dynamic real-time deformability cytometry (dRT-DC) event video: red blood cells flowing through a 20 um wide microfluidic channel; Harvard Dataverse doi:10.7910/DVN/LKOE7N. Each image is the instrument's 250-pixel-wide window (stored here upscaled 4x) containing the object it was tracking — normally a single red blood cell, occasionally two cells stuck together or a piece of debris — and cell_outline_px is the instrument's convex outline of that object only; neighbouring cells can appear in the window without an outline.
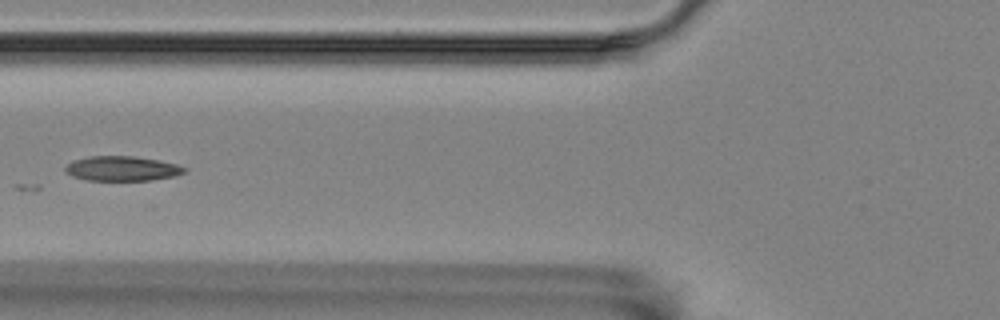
{"species": "Egyptian fruit bat (a non-hibernating species)", "species_latin": "Rousettus aegyptiacus", "temperature_condition": "room temperature", "stored_images_in_passage": 9, "camera_frame_rate_fps": 3000, "um_per_image_px": 0.085, "animal": {"sex": "female"}, "frame": {"image": 1, "passage_image": 7, "time_ms": 2.0, "image_size_px": [1000, 320], "cell_outline_px": [[188, 168], [184, 172], [176, 176], [152, 180], [88, 180], [72, 176], [64, 172], [64, 168], [72, 160], [88, 156], [132, 156], [160, 160], [176, 164]], "centroid_in_image_um": [10.37, 14.32], "position_along_channel_um": 115.4, "area_um2": 17.28}}
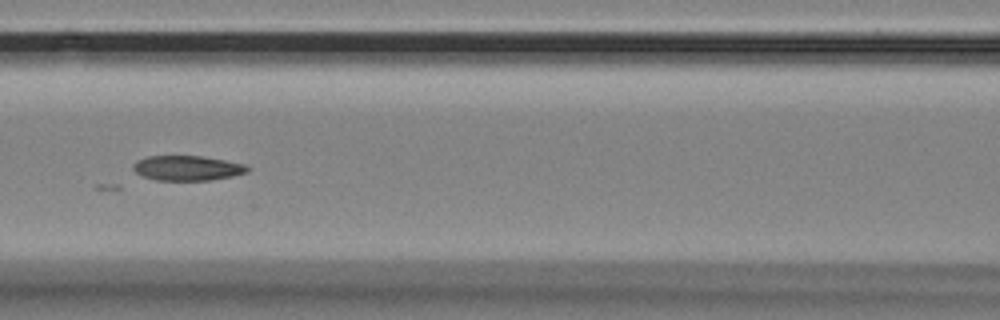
{"frame": {"image": 2, "passage_image": 8, "time_ms": 2.333, "image_size_px": [1000, 320], "cell_outline_px": [[248, 172], [232, 176], [208, 180], [156, 180], [144, 176], [136, 172], [132, 168], [132, 164], [136, 160], [148, 156], [200, 156], [224, 160], [244, 164], [248, 168]], "centroid_in_image_um": [15.88, 14.28], "position_along_channel_um": 150.7, "area_um2": 16.42}}
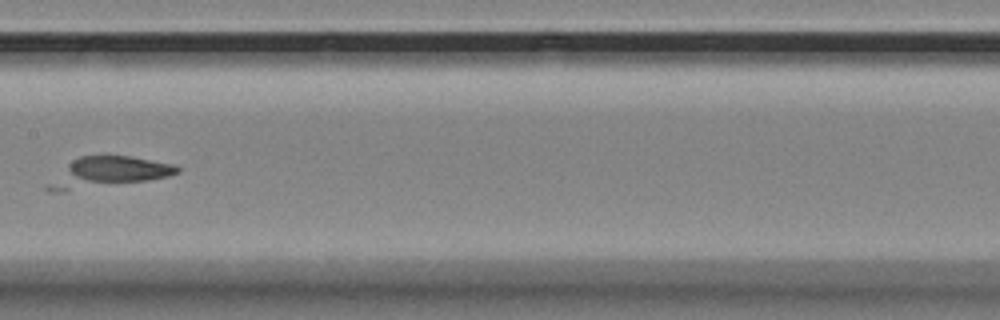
{"frame": {"image": 3, "passage_image": 9, "time_ms": 2.667, "image_size_px": [1000, 320], "cell_outline_px": [[180, 172], [168, 176], [148, 180], [64, 192], [48, 192], [44, 188], [44, 184], [72, 160], [80, 156], [104, 152], [128, 156], [172, 164], [180, 168]], "centroid_in_image_um": [9.06, 14.63], "position_along_channel_um": 198.3, "area_um2": 23.58}}